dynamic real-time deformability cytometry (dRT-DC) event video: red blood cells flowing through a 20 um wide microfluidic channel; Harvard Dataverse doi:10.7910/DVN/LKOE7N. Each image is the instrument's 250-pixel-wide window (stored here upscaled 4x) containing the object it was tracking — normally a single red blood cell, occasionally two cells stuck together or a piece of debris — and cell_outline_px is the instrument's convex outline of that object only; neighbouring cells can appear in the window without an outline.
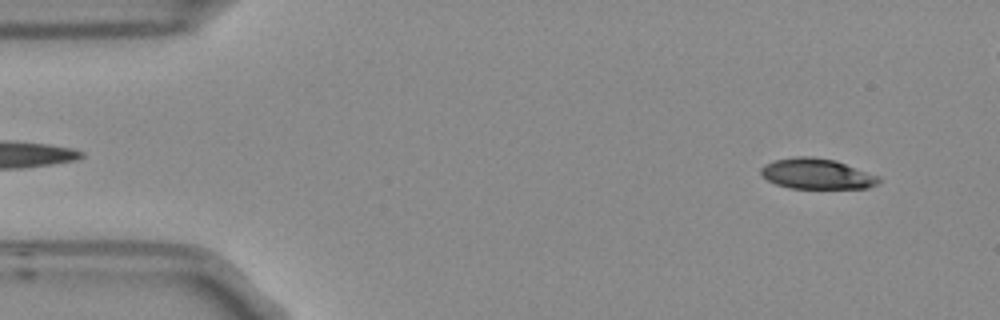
{"species": "Egyptian fruit bat (a non-hibernating species)", "species_latin": "Rousettus aegyptiacus", "temperature_condition": "room temperature", "stored_images_in_passage": 5, "camera_frame_rate_fps": 3000, "um_per_image_px": 0.085, "frame": {"image": 1, "passage_image": 1, "time_ms": 0.0, "image_size_px": [1000, 320], "cell_outline_px": [[880, 180], [876, 184], [868, 188], [788, 188], [776, 184], [768, 180], [760, 172], [760, 168], [764, 164], [776, 160], [796, 156], [812, 156], [836, 160], [880, 176]], "centroid_in_image_um": [69.43, 14.77], "position_along_channel_um": 15.6, "area_um2": 20.98}}